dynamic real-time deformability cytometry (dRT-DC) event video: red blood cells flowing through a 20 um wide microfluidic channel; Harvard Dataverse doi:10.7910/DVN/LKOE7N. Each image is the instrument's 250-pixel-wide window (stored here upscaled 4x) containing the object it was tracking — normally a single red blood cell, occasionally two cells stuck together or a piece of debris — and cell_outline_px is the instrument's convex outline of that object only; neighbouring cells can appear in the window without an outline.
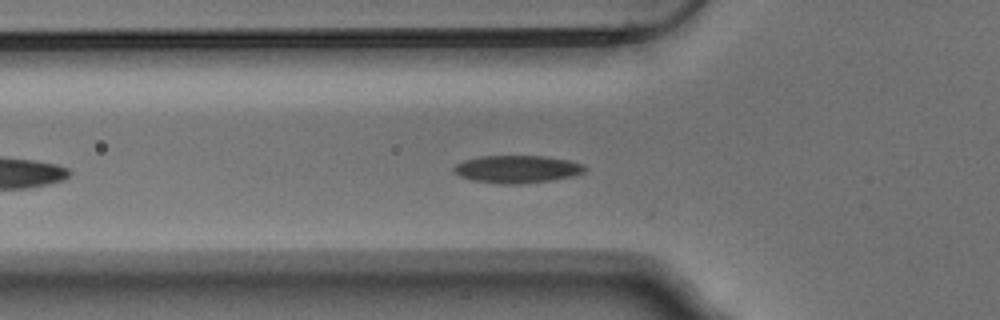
{"species": "Egyptian fruit bat (a non-hibernating species)", "species_latin": "Rousettus aegyptiacus", "temperature_condition": "warm", "stored_images_in_passage": 25, "camera_frame_rate_fps": 3000, "um_per_image_px": 0.085, "animal": {"sex": "male"}, "frame": {"image": 1, "passage_image": 3, "time_ms": 0.667, "image_size_px": [1000, 320], "cell_outline_px": [[588, 168], [584, 172], [572, 176], [552, 180], [516, 184], [504, 184], [472, 180], [460, 176], [452, 172], [452, 168], [456, 164], [464, 160], [480, 156], [544, 156], [568, 160], [584, 164]], "centroid_in_image_um": [43.95, 14.37], "position_along_channel_um": 81.9, "area_um2": 21.1}}
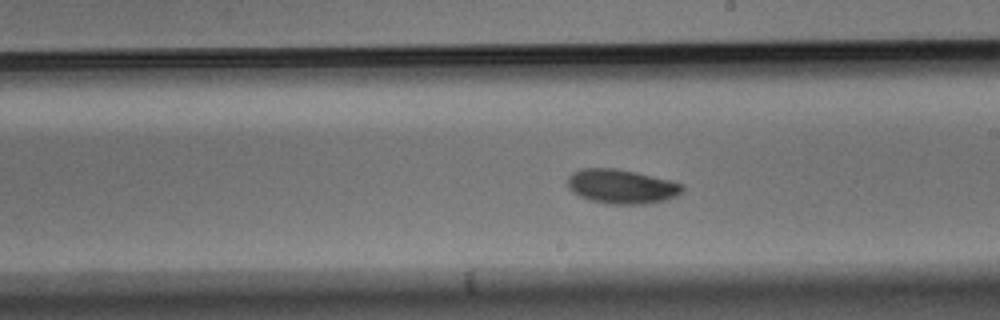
{"frame": {"image": 2, "passage_image": 12, "time_ms": 3.667, "image_size_px": [1000, 320], "cell_outline_px": [[684, 188], [676, 196], [668, 200], [644, 204], [608, 204], [588, 200], [572, 192], [568, 188], [568, 176], [572, 172], [580, 168], [616, 168], [636, 172], [672, 180], [684, 184]], "centroid_in_image_um": [52.83, 15.85], "position_along_channel_um": 236.2, "area_um2": 23.29}}
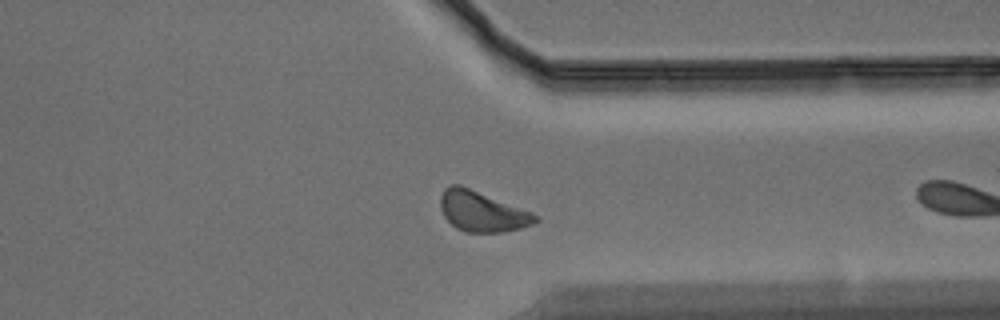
{"frame": {"image": 3, "passage_image": 23, "time_ms": 7.333, "image_size_px": [1000, 320], "cell_outline_px": [[540, 220], [532, 224], [520, 228], [504, 232], [468, 232], [456, 228], [444, 216], [440, 208], [440, 196], [444, 188], [452, 184], [460, 184], [532, 212]], "centroid_in_image_um": [40.95, 17.96], "position_along_channel_um": 370.4, "area_um2": 22.25}}